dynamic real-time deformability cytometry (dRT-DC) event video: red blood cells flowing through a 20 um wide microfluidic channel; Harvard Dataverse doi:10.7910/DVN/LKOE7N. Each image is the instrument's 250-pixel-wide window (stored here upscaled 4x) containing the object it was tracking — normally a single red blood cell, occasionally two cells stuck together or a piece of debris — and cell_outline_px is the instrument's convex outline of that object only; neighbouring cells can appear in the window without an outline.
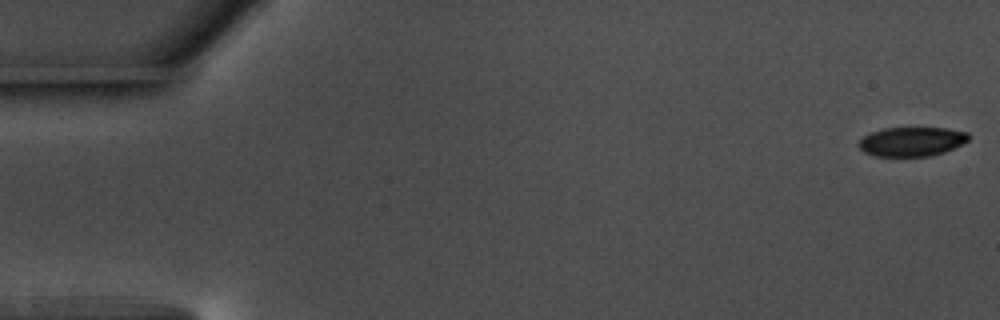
{"species": "common noctule bat (a hibernating species)", "species_latin": "Nyctalus noctula", "temperature_condition": "warm", "stored_images_in_passage": 13, "camera_frame_rate_fps": 3000, "um_per_image_px": 0.085, "animal": {"sex": "male", "body_mass_g": 17.5, "forearm_length_mm": 52.3}, "frame": {"image": 1, "passage_image": 1, "time_ms": 0.0, "image_size_px": [1000, 320], "cell_outline_px": [[968, 140], [944, 152], [928, 156], [876, 156], [864, 152], [860, 148], [860, 140], [864, 136], [872, 132], [884, 128], [944, 128], [968, 132]], "centroid_in_image_um": [77.49, 12.03], "position_along_channel_um": 7.5, "area_um2": 18.38}}